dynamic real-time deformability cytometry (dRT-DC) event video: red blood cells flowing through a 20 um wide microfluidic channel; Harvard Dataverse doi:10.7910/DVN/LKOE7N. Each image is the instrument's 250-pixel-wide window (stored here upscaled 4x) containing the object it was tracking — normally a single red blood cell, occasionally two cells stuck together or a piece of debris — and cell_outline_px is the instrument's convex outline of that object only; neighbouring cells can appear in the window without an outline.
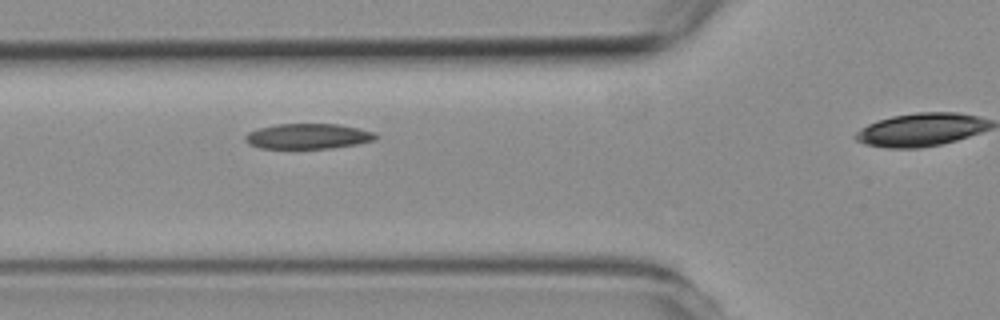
{"species": "common noctule bat (a hibernating species)", "species_latin": "Nyctalus noctula", "temperature_condition": "room temperature", "stored_images_in_passage": 4, "segment_of_instrument_passage": [1, 2], "camera_frame_rate_fps": 3000, "um_per_image_px": 0.085, "animal": {"sex": "female", "body_mass_g": 19.3, "forearm_length_mm": 54.1}, "frame": {"image": 1, "passage_image": 3, "time_ms": 2.333, "image_size_px": [1000, 320], "cell_outline_px": [[380, 136], [372, 140], [356, 144], [332, 148], [260, 148], [248, 144], [244, 140], [244, 136], [248, 132], [260, 128], [276, 124], [340, 124], [360, 128], [376, 132]], "centroid_in_image_um": [26.19, 11.57], "position_along_channel_um": 99.6, "area_um2": 19.31}}